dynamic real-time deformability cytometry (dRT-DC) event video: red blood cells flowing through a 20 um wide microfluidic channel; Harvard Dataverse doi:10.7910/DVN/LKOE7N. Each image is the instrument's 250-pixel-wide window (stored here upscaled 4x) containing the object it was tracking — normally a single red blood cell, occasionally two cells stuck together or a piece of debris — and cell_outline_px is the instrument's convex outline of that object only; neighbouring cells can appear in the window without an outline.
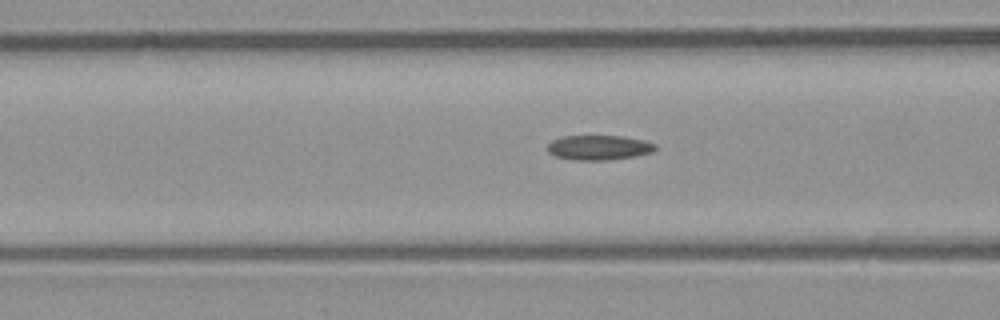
{"species": "common noctule bat (a hibernating species)", "species_latin": "Nyctalus noctula", "temperature_condition": "room temperature", "stored_images_in_passage": 16, "camera_frame_rate_fps": 3000, "um_per_image_px": 0.085, "animal": {"sex": "male", "body_mass_g": 23.1, "forearm_length_mm": 52.7}, "frame": {"image": 1, "passage_image": 5, "time_ms": 1.333, "image_size_px": [1000, 320], "cell_outline_px": [[656, 148], [652, 152], [636, 156], [608, 160], [572, 160], [556, 156], [548, 152], [548, 144], [552, 140], [564, 136], [624, 136], [644, 140], [656, 144]], "centroid_in_image_um": [50.92, 12.54], "position_along_channel_um": 115.7, "area_um2": 15.61}}
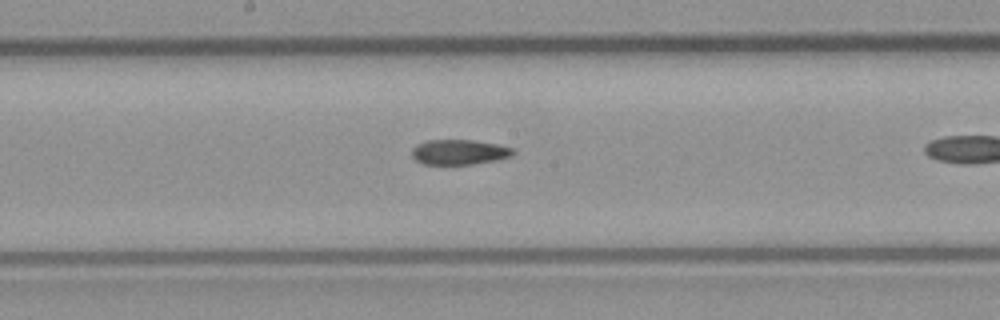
{"frame": {"image": 2, "passage_image": 12, "time_ms": 3.667, "image_size_px": [1000, 320], "cell_outline_px": [[516, 152], [512, 156], [496, 160], [472, 164], [424, 164], [416, 160], [412, 156], [412, 148], [416, 144], [428, 140], [472, 140], [496, 144], [512, 148]], "centroid_in_image_um": [39.02, 12.92], "position_along_channel_um": 209.2, "area_um2": 14.74}}